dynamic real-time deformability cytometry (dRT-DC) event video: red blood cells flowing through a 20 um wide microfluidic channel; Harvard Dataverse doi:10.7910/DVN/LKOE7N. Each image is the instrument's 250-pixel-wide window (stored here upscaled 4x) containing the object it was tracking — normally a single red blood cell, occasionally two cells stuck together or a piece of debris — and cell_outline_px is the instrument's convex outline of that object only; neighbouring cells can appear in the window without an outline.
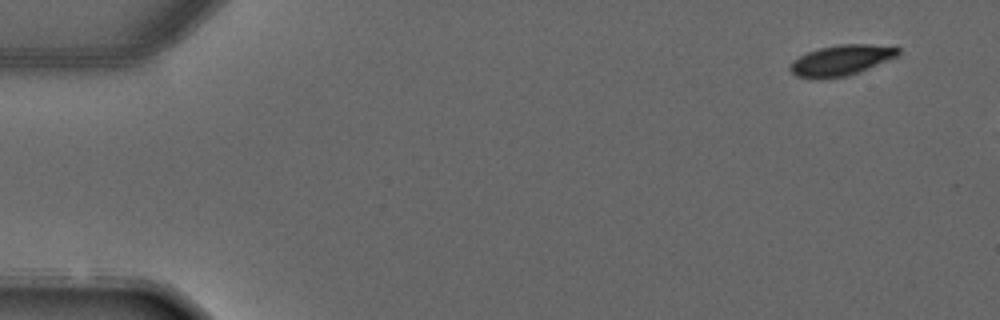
{"species": "common noctule bat (a hibernating species)", "species_latin": "Nyctalus noctula", "temperature_condition": "warm", "stored_images_in_passage": 3, "camera_frame_rate_fps": 3000, "um_per_image_px": 0.085, "animal": {"sex": "male", "forearm_length_mm": 52.5}, "frame": {"image": 1, "passage_image": 1, "time_ms": 0.0, "image_size_px": [1000, 320], "cell_outline_px": [[900, 52], [896, 56], [856, 72], [844, 76], [820, 80], [816, 80], [796, 76], [788, 68], [788, 64], [792, 60], [808, 52], [820, 48], [840, 44], [872, 44], [900, 48]], "centroid_in_image_um": [71.4, 5.13], "position_along_channel_um": 13.6, "area_um2": 19.02}}